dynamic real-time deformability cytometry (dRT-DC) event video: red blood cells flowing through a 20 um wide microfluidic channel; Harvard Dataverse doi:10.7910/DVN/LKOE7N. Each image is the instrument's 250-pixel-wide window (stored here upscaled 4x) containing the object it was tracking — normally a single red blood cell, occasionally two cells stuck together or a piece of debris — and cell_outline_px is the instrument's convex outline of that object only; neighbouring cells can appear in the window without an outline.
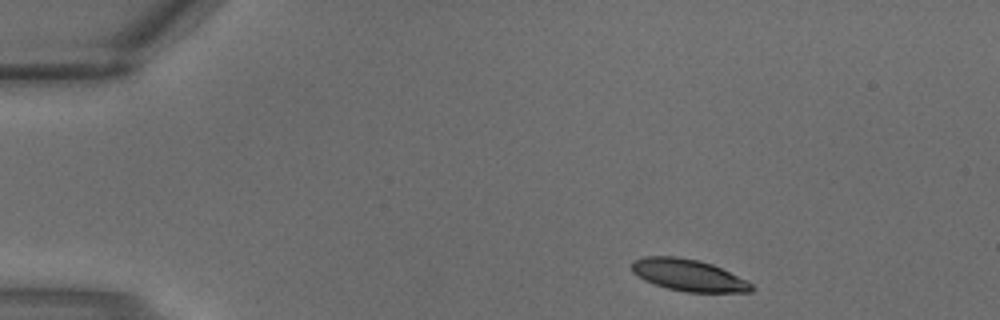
{"species": "common noctule bat (a hibernating species)", "species_latin": "Nyctalus noctula", "temperature_condition": "warm", "stored_images_in_passage": 2, "camera_frame_rate_fps": 3000, "um_per_image_px": 0.085, "animal": {"sex": "male", "body_mass_g": 18.8}, "frame": {"image": 1, "passage_image": 1, "time_ms": 0.0, "image_size_px": [1000, 320], "cell_outline_px": [[756, 288], [752, 292], [688, 292], [668, 288], [644, 280], [632, 272], [632, 260], [644, 256], [676, 256], [696, 260], [712, 264], [752, 284]], "centroid_in_image_um": [58.49, 23.38], "position_along_channel_um": 26.5, "area_um2": 21.91}}